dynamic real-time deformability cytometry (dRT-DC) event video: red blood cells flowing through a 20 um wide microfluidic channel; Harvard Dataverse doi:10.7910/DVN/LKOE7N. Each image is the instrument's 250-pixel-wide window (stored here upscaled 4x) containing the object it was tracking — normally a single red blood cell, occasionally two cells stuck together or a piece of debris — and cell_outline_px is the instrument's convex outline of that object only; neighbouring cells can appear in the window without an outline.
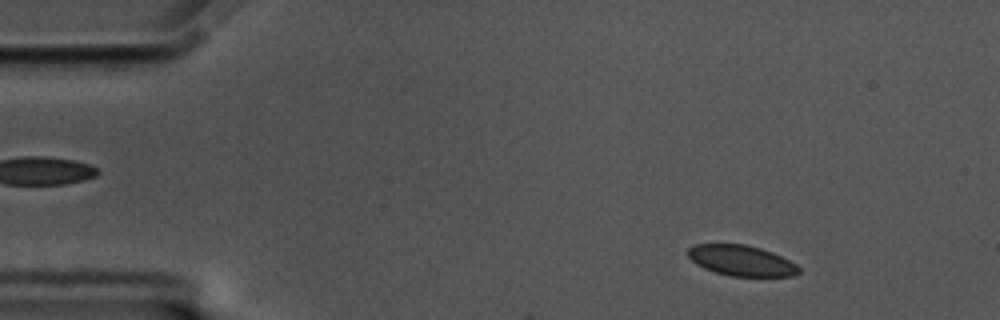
{"species": "common noctule bat (a hibernating species)", "species_latin": "Nyctalus noctula", "temperature_condition": "cold", "stored_images_in_passage": 13, "camera_frame_rate_fps": 3000, "um_per_image_px": 0.085, "animal": {"sex": "male", "body_mass_g": 17.5, "forearm_length_mm": 52.3}, "frame": {"image": 1, "passage_image": 6, "time_ms": 1.667, "image_size_px": [1000, 320], "cell_outline_px": [[800, 272], [796, 276], [732, 276], [716, 272], [704, 268], [696, 264], [688, 256], [688, 248], [692, 244], [744, 244], [760, 248], [772, 252], [796, 264], [800, 268]], "centroid_in_image_um": [63.01, 22.14], "position_along_channel_um": 22.0, "area_um2": 19.71}}